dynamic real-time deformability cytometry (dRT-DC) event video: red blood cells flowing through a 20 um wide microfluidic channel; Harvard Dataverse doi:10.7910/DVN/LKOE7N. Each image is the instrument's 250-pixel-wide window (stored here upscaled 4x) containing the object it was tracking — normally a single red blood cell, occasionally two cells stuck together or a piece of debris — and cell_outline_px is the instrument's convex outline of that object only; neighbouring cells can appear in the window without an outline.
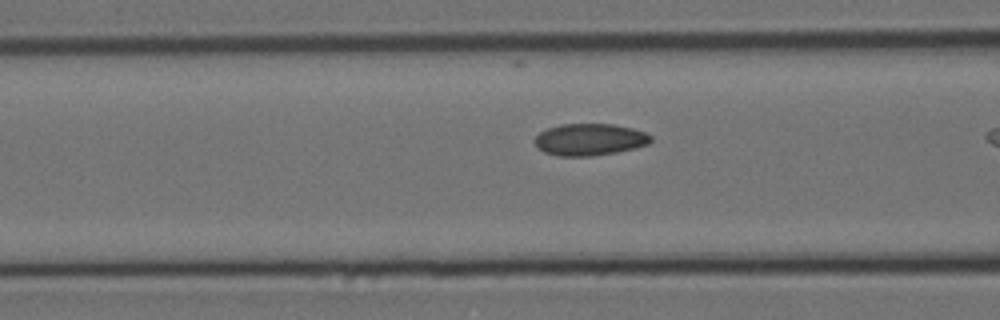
{"species": "Egyptian fruit bat (a non-hibernating species)", "species_latin": "Rousettus aegyptiacus", "temperature_condition": "cold", "stored_images_in_passage": 8, "camera_frame_rate_fps": 3000, "um_per_image_px": 0.085, "animal": {"sex": "female"}, "frame": {"image": 1, "passage_image": 7, "time_ms": 2.0, "image_size_px": [1000, 320], "cell_outline_px": [[652, 140], [648, 144], [616, 152], [592, 156], [556, 156], [544, 152], [536, 148], [532, 140], [540, 132], [548, 128], [560, 124], [612, 124], [632, 128], [644, 132], [652, 136]], "centroid_in_image_um": [50.06, 11.86], "position_along_channel_um": 116.5, "area_um2": 21.68}}